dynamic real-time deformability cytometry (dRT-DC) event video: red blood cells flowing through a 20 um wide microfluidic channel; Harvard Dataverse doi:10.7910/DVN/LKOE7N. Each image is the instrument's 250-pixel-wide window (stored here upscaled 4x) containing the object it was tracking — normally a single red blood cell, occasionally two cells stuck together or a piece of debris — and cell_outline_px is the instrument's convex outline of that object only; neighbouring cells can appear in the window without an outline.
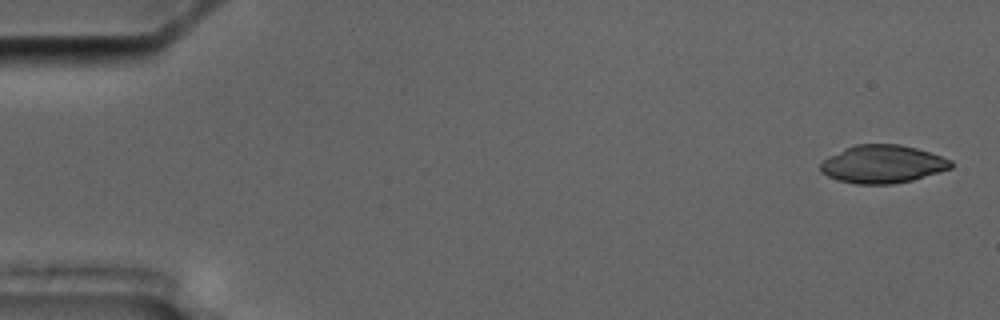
{"species": "common noctule bat (a hibernating species)", "species_latin": "Nyctalus noctula", "temperature_condition": "cold", "stored_images_in_passage": 6, "camera_frame_rate_fps": 3000, "um_per_image_px": 0.085, "animal": {"sex": "male", "body_mass_g": 17.5, "forearm_length_mm": 52.3}, "frame": {"image": 1, "passage_image": 1, "time_ms": 0.0, "image_size_px": [1000, 320], "cell_outline_px": [[952, 168], [912, 180], [892, 184], [856, 184], [840, 180], [828, 176], [820, 172], [820, 164], [824, 160], [844, 148], [856, 144], [900, 144], [916, 148], [952, 160]], "centroid_in_image_um": [75.02, 13.95], "position_along_channel_um": 10.0, "area_um2": 28.67}}